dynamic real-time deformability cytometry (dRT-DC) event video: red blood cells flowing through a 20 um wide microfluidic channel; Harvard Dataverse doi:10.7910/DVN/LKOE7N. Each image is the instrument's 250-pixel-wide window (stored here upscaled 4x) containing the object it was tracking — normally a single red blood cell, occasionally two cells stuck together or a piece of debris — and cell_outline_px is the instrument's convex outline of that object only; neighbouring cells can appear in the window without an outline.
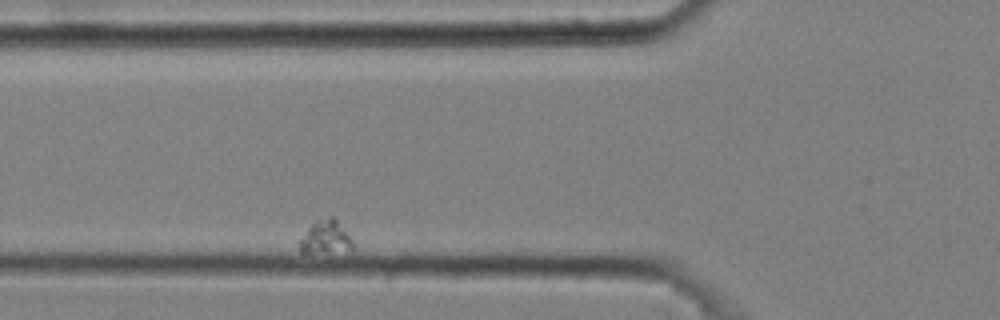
{"species": "common noctule bat (a hibernating species)", "species_latin": "Nyctalus noctula", "temperature_condition": "cold", "stored_images_in_passage": 2, "camera_frame_rate_fps": 3000, "um_per_image_px": 0.085, "animal": {"sex": "male", "body_mass_g": 20.4}, "frame": {"image": 1, "passage_image": 2, "time_ms": 0.333, "image_size_px": [1000, 320], "cell_outline_px": [[352, 252], [300, 252], [300, 240], [308, 228], [316, 220], [328, 216], [336, 216], [348, 236], [352, 244]], "centroid_in_image_um": [27.7, 20.16], "position_along_channel_um": 98.1, "area_um2": 10.29}}